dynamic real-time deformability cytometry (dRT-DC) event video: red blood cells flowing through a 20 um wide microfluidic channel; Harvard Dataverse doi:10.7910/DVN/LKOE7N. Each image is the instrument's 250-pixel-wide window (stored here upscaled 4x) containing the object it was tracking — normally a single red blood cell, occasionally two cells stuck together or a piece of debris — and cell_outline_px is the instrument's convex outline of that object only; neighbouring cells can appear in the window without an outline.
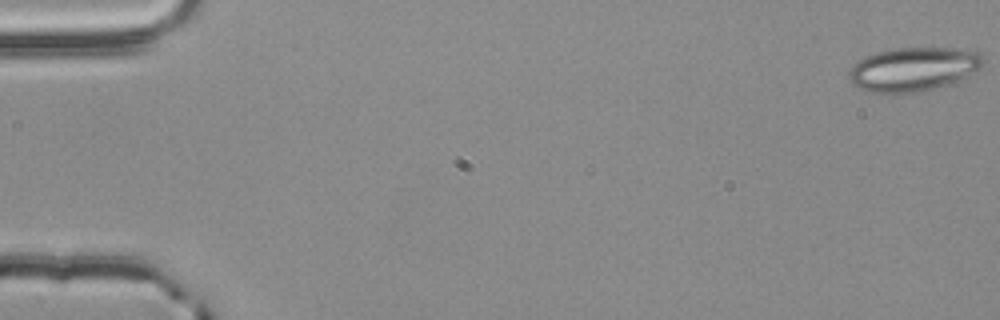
{"species": "common noctule bat (a hibernating species)", "species_latin": "Nyctalus noctula", "temperature_condition": "room temperature", "stored_images_in_passage": 15, "camera_frame_rate_fps": 3000, "um_per_image_px": 0.085, "animal": {"sex": "male", "body_mass_g": 20.4}, "frame": {"image": 1, "passage_image": 1, "time_ms": 0.0, "image_size_px": [1000, 320], "cell_outline_px": [[984, 64], [980, 68], [948, 84], [920, 92], [868, 92], [852, 84], [848, 76], [848, 72], [856, 60], [876, 52], [896, 48], [952, 48], [980, 52], [984, 56]], "centroid_in_image_um": [77.6, 5.86], "position_along_channel_um": 7.4, "area_um2": 34.1}}